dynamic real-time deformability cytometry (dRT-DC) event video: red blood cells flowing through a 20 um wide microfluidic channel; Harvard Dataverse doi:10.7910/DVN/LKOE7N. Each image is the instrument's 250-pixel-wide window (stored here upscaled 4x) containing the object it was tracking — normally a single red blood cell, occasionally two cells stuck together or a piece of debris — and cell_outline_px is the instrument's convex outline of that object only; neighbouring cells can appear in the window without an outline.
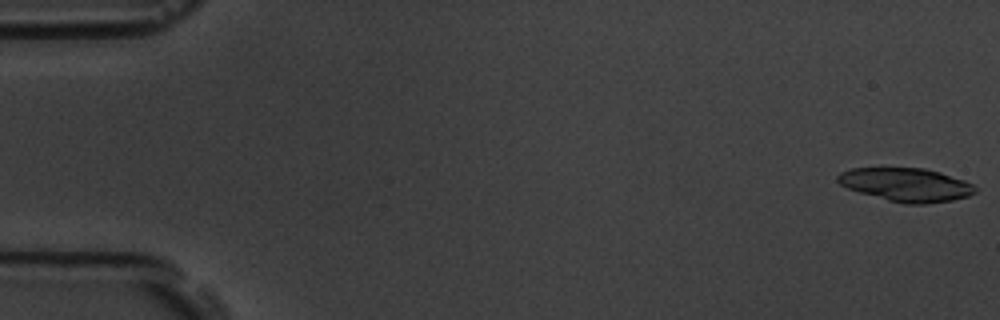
{"species": "common noctule bat (a hibernating species)", "species_latin": "Nyctalus noctula", "temperature_condition": "room temperature", "stored_images_in_passage": 15, "segment_of_instrument_passage": [1, 2], "camera_frame_rate_fps": 3000, "um_per_image_px": 0.085, "animal": {"sex": "male", "body_mass_g": 19.5, "forearm_length_mm": 54.6}, "frame": {"image": 1, "passage_image": 1, "time_ms": 0.0, "image_size_px": [1000, 320], "cell_outline_px": [[980, 188], [976, 192], [968, 196], [952, 200], [924, 204], [904, 204], [888, 200], [860, 192], [848, 188], [840, 184], [836, 180], [836, 176], [840, 172], [852, 168], [924, 168], [940, 172], [964, 180]], "centroid_in_image_um": [77.04, 15.7], "position_along_channel_um": 8.0, "area_um2": 26.82}}